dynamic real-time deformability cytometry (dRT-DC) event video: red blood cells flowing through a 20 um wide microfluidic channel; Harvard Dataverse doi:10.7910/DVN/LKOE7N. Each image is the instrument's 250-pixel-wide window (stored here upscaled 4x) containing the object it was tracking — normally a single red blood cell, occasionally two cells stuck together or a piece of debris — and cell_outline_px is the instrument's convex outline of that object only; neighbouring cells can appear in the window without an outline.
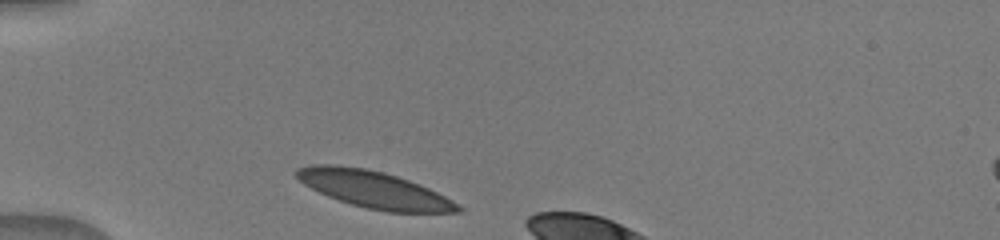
{"species": "human", "species_latin": "Homo sapiens", "temperature_condition": "warm", "stored_images_in_passage": 4, "camera_frame_rate_fps": 3000, "um_per_image_px": 0.085, "donor": {"sex": "male"}, "frame": {"image": 1, "passage_image": 1, "time_ms": 0.0, "image_size_px": [1000, 240], "cell_outline_px": [[464, 208], [460, 212], [388, 212], [368, 208], [352, 204], [328, 196], [304, 184], [296, 176], [296, 168], [308, 164], [336, 164], [364, 168], [384, 172], [420, 184], [452, 200]], "centroid_in_image_um": [31.78, 16.09], "position_along_channel_um": 53.2, "area_um2": 34.45}}